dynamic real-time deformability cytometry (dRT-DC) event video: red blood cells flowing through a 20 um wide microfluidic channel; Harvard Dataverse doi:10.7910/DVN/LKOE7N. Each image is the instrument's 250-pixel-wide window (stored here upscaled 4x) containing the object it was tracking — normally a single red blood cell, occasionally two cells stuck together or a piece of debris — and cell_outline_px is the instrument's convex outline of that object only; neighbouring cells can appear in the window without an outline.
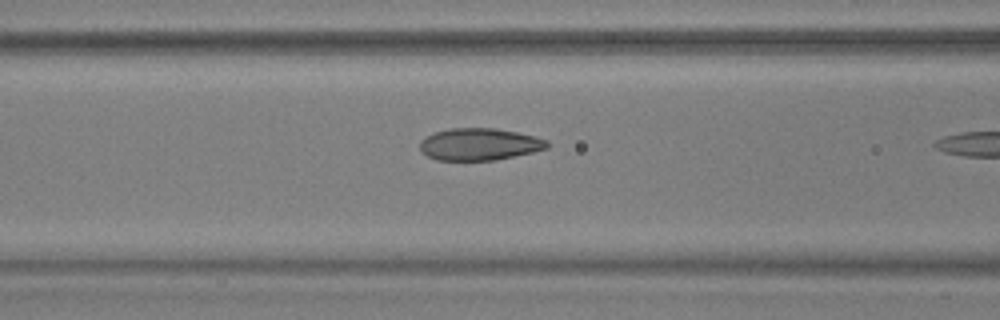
{"species": "common noctule bat (a hibernating species)", "species_latin": "Nyctalus noctula", "temperature_condition": "warm", "stored_images_in_passage": 10, "camera_frame_rate_fps": 3000, "um_per_image_px": 0.085, "animal": {"sex": "male", "body_mass_g": 17.9, "forearm_length_mm": 54.2}, "frame": {"image": 1, "passage_image": 9, "time_ms": 2.667, "image_size_px": [1000, 320], "cell_outline_px": [[548, 148], [532, 152], [496, 160], [436, 160], [428, 156], [420, 148], [420, 140], [424, 136], [448, 128], [496, 128], [516, 132], [548, 140]], "centroid_in_image_um": [40.73, 12.26], "position_along_channel_um": 125.9, "area_um2": 23.7}}